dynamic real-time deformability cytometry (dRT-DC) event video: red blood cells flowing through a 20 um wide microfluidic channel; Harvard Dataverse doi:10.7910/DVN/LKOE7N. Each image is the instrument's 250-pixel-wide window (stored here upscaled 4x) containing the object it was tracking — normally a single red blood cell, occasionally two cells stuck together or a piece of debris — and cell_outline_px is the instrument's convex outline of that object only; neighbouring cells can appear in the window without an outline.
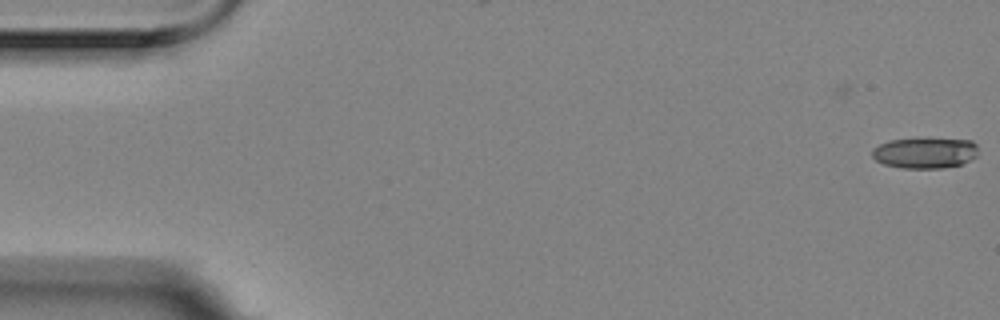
{"species": "Egyptian fruit bat (a non-hibernating species)", "species_latin": "Rousettus aegyptiacus", "temperature_condition": "room temperature", "stored_images_in_passage": 2, "camera_frame_rate_fps": 3000, "um_per_image_px": 0.085, "animal": {"sex": "female"}, "frame": {"image": 1, "passage_image": 2, "time_ms": 0.333, "image_size_px": [1000, 320], "cell_outline_px": [[976, 156], [960, 164], [944, 168], [900, 168], [884, 164], [876, 160], [872, 156], [872, 148], [888, 140], [972, 140], [976, 144]], "centroid_in_image_um": [78.57, 13.02], "position_along_channel_um": 6.4, "area_um2": 18.5}}